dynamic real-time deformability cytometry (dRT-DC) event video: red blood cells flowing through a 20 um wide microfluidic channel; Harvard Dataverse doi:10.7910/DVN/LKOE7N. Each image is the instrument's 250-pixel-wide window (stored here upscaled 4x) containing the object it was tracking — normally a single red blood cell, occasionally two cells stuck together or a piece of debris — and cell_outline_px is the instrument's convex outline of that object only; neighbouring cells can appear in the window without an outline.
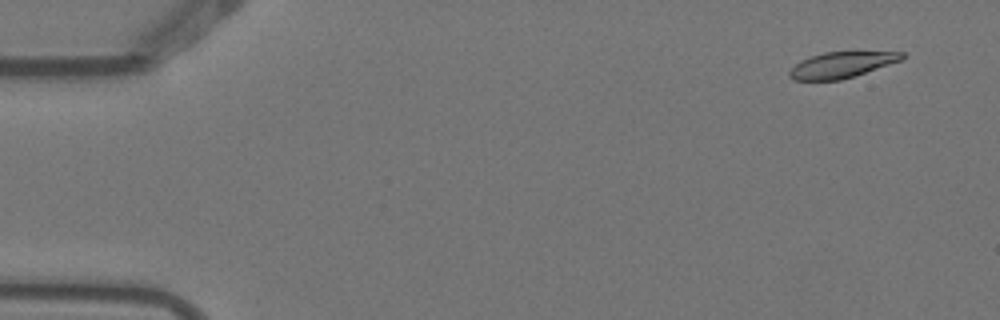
{"species": "Egyptian fruit bat (a non-hibernating species)", "species_latin": "Rousettus aegyptiacus", "temperature_condition": "warm", "stored_images_in_passage": 7, "camera_frame_rate_fps": 3000, "um_per_image_px": 0.085, "animal": {"sex": "female"}, "frame": {"image": 1, "passage_image": 1, "time_ms": 0.0, "image_size_px": [1000, 320], "cell_outline_px": [[904, 56], [900, 60], [840, 80], [792, 80], [788, 76], [788, 72], [800, 60], [824, 52], [904, 52]], "centroid_in_image_um": [71.45, 5.51], "position_along_channel_um": 13.5, "area_um2": 16.53}}
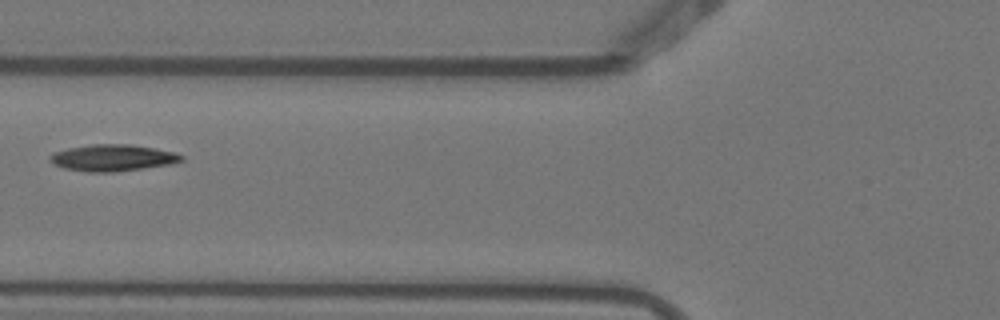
{"frame": {"image": 2, "passage_image": 6, "time_ms": 1.667, "image_size_px": [1000, 320], "cell_outline_px": [[184, 160], [168, 164], [144, 168], [112, 172], [88, 172], [64, 168], [48, 160], [48, 156], [52, 152], [68, 148], [92, 144], [132, 144], [176, 152], [184, 156]], "centroid_in_image_um": [9.56, 13.4], "position_along_channel_um": 116.2, "area_um2": 20.4}}
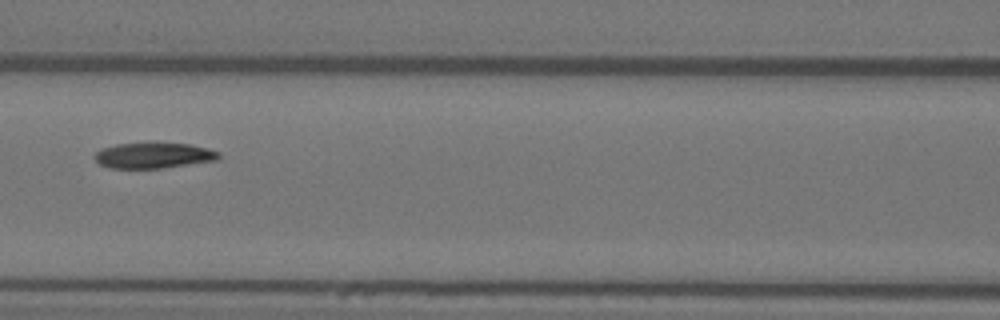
{"frame": {"image": 3, "passage_image": 7, "time_ms": 2.0, "image_size_px": [1000, 320], "cell_outline_px": [[220, 156], [216, 160], [164, 168], [108, 168], [100, 164], [92, 156], [100, 148], [116, 144], [148, 140], [188, 144], [208, 148], [220, 152]], "centroid_in_image_um": [13.01, 13.17], "position_along_channel_um": 153.6, "area_um2": 19.36}}